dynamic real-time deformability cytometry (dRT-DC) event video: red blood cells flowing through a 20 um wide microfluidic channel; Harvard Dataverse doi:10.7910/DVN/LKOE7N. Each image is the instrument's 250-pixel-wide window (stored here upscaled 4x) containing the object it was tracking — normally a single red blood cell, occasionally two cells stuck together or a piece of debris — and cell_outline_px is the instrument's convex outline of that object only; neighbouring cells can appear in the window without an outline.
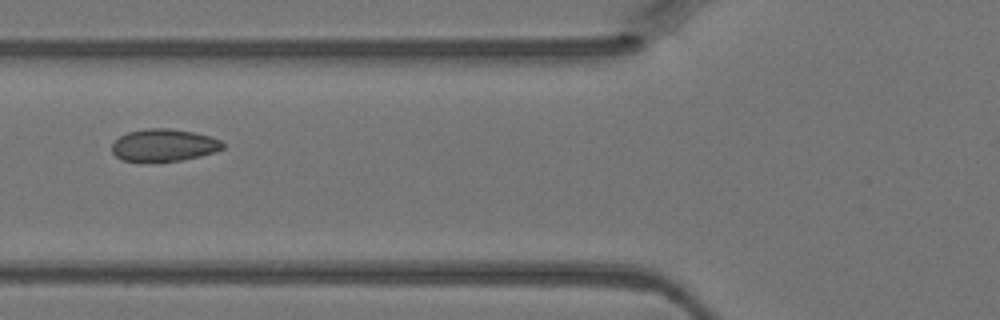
{"species": "Egyptian fruit bat (a non-hibernating species)", "species_latin": "Rousettus aegyptiacus", "temperature_condition": "warm", "stored_images_in_passage": 6, "camera_frame_rate_fps": 3000, "um_per_image_px": 0.085, "animal": {"sex": "female"}, "frame": {"image": 1, "passage_image": 6, "time_ms": 1.667, "image_size_px": [1000, 320], "cell_outline_px": [[224, 148], [216, 152], [200, 156], [180, 160], [124, 160], [116, 156], [112, 152], [112, 144], [120, 136], [128, 132], [144, 128], [168, 128], [192, 132], [208, 136], [220, 140], [224, 144]], "centroid_in_image_um": [13.94, 12.32], "position_along_channel_um": 111.9, "area_um2": 20.46}}